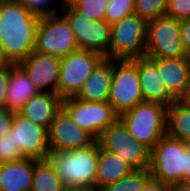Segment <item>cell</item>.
<instances>
[{"mask_svg":"<svg viewBox=\"0 0 190 191\" xmlns=\"http://www.w3.org/2000/svg\"><path fill=\"white\" fill-rule=\"evenodd\" d=\"M40 16L20 0H0V41L10 61L18 64L33 51Z\"/></svg>","mask_w":190,"mask_h":191,"instance_id":"1","label":"cell"},{"mask_svg":"<svg viewBox=\"0 0 190 191\" xmlns=\"http://www.w3.org/2000/svg\"><path fill=\"white\" fill-rule=\"evenodd\" d=\"M66 188H95L98 143L76 150H58L48 154Z\"/></svg>","mask_w":190,"mask_h":191,"instance_id":"2","label":"cell"},{"mask_svg":"<svg viewBox=\"0 0 190 191\" xmlns=\"http://www.w3.org/2000/svg\"><path fill=\"white\" fill-rule=\"evenodd\" d=\"M167 108L155 102H141L119 116L129 134L150 150L167 134Z\"/></svg>","mask_w":190,"mask_h":191,"instance_id":"3","label":"cell"},{"mask_svg":"<svg viewBox=\"0 0 190 191\" xmlns=\"http://www.w3.org/2000/svg\"><path fill=\"white\" fill-rule=\"evenodd\" d=\"M186 143L165 134L150 150L149 172L166 185L184 182Z\"/></svg>","mask_w":190,"mask_h":191,"instance_id":"4","label":"cell"},{"mask_svg":"<svg viewBox=\"0 0 190 191\" xmlns=\"http://www.w3.org/2000/svg\"><path fill=\"white\" fill-rule=\"evenodd\" d=\"M60 3V14L69 23L79 49L95 51L108 58L111 24L105 20H91L72 3H63V0Z\"/></svg>","mask_w":190,"mask_h":191,"instance_id":"5","label":"cell"},{"mask_svg":"<svg viewBox=\"0 0 190 191\" xmlns=\"http://www.w3.org/2000/svg\"><path fill=\"white\" fill-rule=\"evenodd\" d=\"M147 21L135 13L111 24L108 59L127 60L145 56Z\"/></svg>","mask_w":190,"mask_h":191,"instance_id":"6","label":"cell"},{"mask_svg":"<svg viewBox=\"0 0 190 191\" xmlns=\"http://www.w3.org/2000/svg\"><path fill=\"white\" fill-rule=\"evenodd\" d=\"M138 76V59L113 60L108 102L120 116L143 102Z\"/></svg>","mask_w":190,"mask_h":191,"instance_id":"7","label":"cell"},{"mask_svg":"<svg viewBox=\"0 0 190 191\" xmlns=\"http://www.w3.org/2000/svg\"><path fill=\"white\" fill-rule=\"evenodd\" d=\"M77 50L76 37L60 13L40 17L34 51L62 58Z\"/></svg>","mask_w":190,"mask_h":191,"instance_id":"8","label":"cell"},{"mask_svg":"<svg viewBox=\"0 0 190 191\" xmlns=\"http://www.w3.org/2000/svg\"><path fill=\"white\" fill-rule=\"evenodd\" d=\"M96 141L101 149L117 154L134 170L149 169L150 149L133 138L120 119L106 128Z\"/></svg>","mask_w":190,"mask_h":191,"instance_id":"9","label":"cell"},{"mask_svg":"<svg viewBox=\"0 0 190 191\" xmlns=\"http://www.w3.org/2000/svg\"><path fill=\"white\" fill-rule=\"evenodd\" d=\"M104 58L98 52L81 49L60 58L57 94L62 99L74 97Z\"/></svg>","mask_w":190,"mask_h":191,"instance_id":"10","label":"cell"},{"mask_svg":"<svg viewBox=\"0 0 190 191\" xmlns=\"http://www.w3.org/2000/svg\"><path fill=\"white\" fill-rule=\"evenodd\" d=\"M146 57H188L180 32V20L163 16L147 22Z\"/></svg>","mask_w":190,"mask_h":191,"instance_id":"11","label":"cell"},{"mask_svg":"<svg viewBox=\"0 0 190 191\" xmlns=\"http://www.w3.org/2000/svg\"><path fill=\"white\" fill-rule=\"evenodd\" d=\"M62 108L80 128L90 132L96 139L119 119V115L108 101L87 102L68 97L63 99Z\"/></svg>","mask_w":190,"mask_h":191,"instance_id":"12","label":"cell"},{"mask_svg":"<svg viewBox=\"0 0 190 191\" xmlns=\"http://www.w3.org/2000/svg\"><path fill=\"white\" fill-rule=\"evenodd\" d=\"M14 145L24 158L47 159L50 153L48 130L15 112L12 132Z\"/></svg>","mask_w":190,"mask_h":191,"instance_id":"13","label":"cell"},{"mask_svg":"<svg viewBox=\"0 0 190 191\" xmlns=\"http://www.w3.org/2000/svg\"><path fill=\"white\" fill-rule=\"evenodd\" d=\"M96 138L87 130L80 128L61 108L48 129L50 152L76 150L93 145Z\"/></svg>","mask_w":190,"mask_h":191,"instance_id":"14","label":"cell"},{"mask_svg":"<svg viewBox=\"0 0 190 191\" xmlns=\"http://www.w3.org/2000/svg\"><path fill=\"white\" fill-rule=\"evenodd\" d=\"M18 65L39 92L56 93L59 82L60 58L33 51Z\"/></svg>","mask_w":190,"mask_h":191,"instance_id":"15","label":"cell"},{"mask_svg":"<svg viewBox=\"0 0 190 191\" xmlns=\"http://www.w3.org/2000/svg\"><path fill=\"white\" fill-rule=\"evenodd\" d=\"M138 76L145 102L169 107L176 101L166 89L157 66L146 56L138 58Z\"/></svg>","mask_w":190,"mask_h":191,"instance_id":"16","label":"cell"},{"mask_svg":"<svg viewBox=\"0 0 190 191\" xmlns=\"http://www.w3.org/2000/svg\"><path fill=\"white\" fill-rule=\"evenodd\" d=\"M156 66L168 92L177 100L190 78L188 57H148Z\"/></svg>","mask_w":190,"mask_h":191,"instance_id":"17","label":"cell"},{"mask_svg":"<svg viewBox=\"0 0 190 191\" xmlns=\"http://www.w3.org/2000/svg\"><path fill=\"white\" fill-rule=\"evenodd\" d=\"M37 161V159L24 158L1 163L0 191H31Z\"/></svg>","mask_w":190,"mask_h":191,"instance_id":"18","label":"cell"},{"mask_svg":"<svg viewBox=\"0 0 190 191\" xmlns=\"http://www.w3.org/2000/svg\"><path fill=\"white\" fill-rule=\"evenodd\" d=\"M112 73L113 59L104 58L74 97L87 102H107L112 82Z\"/></svg>","mask_w":190,"mask_h":191,"instance_id":"19","label":"cell"},{"mask_svg":"<svg viewBox=\"0 0 190 191\" xmlns=\"http://www.w3.org/2000/svg\"><path fill=\"white\" fill-rule=\"evenodd\" d=\"M62 101L63 99L56 93L39 92L24 104L19 113L48 130L62 108Z\"/></svg>","mask_w":190,"mask_h":191,"instance_id":"20","label":"cell"},{"mask_svg":"<svg viewBox=\"0 0 190 191\" xmlns=\"http://www.w3.org/2000/svg\"><path fill=\"white\" fill-rule=\"evenodd\" d=\"M39 91L28 78L25 71L18 65L10 66V77L7 88L5 107L14 112H19L24 104Z\"/></svg>","mask_w":190,"mask_h":191,"instance_id":"21","label":"cell"},{"mask_svg":"<svg viewBox=\"0 0 190 191\" xmlns=\"http://www.w3.org/2000/svg\"><path fill=\"white\" fill-rule=\"evenodd\" d=\"M134 169L121 157L101 149L98 145V164L95 189L100 191L105 186L119 181Z\"/></svg>","mask_w":190,"mask_h":191,"instance_id":"22","label":"cell"},{"mask_svg":"<svg viewBox=\"0 0 190 191\" xmlns=\"http://www.w3.org/2000/svg\"><path fill=\"white\" fill-rule=\"evenodd\" d=\"M167 134L190 144V107L175 101L167 108Z\"/></svg>","mask_w":190,"mask_h":191,"instance_id":"23","label":"cell"},{"mask_svg":"<svg viewBox=\"0 0 190 191\" xmlns=\"http://www.w3.org/2000/svg\"><path fill=\"white\" fill-rule=\"evenodd\" d=\"M66 189L48 159L36 162L31 191H65Z\"/></svg>","mask_w":190,"mask_h":191,"instance_id":"24","label":"cell"},{"mask_svg":"<svg viewBox=\"0 0 190 191\" xmlns=\"http://www.w3.org/2000/svg\"><path fill=\"white\" fill-rule=\"evenodd\" d=\"M151 179L149 169L133 170L119 181L105 186L100 191H142Z\"/></svg>","mask_w":190,"mask_h":191,"instance_id":"25","label":"cell"},{"mask_svg":"<svg viewBox=\"0 0 190 191\" xmlns=\"http://www.w3.org/2000/svg\"><path fill=\"white\" fill-rule=\"evenodd\" d=\"M169 0H135V14L151 21L166 14Z\"/></svg>","mask_w":190,"mask_h":191,"instance_id":"26","label":"cell"},{"mask_svg":"<svg viewBox=\"0 0 190 191\" xmlns=\"http://www.w3.org/2000/svg\"><path fill=\"white\" fill-rule=\"evenodd\" d=\"M135 13V0H108L104 20L108 24Z\"/></svg>","mask_w":190,"mask_h":191,"instance_id":"27","label":"cell"},{"mask_svg":"<svg viewBox=\"0 0 190 191\" xmlns=\"http://www.w3.org/2000/svg\"><path fill=\"white\" fill-rule=\"evenodd\" d=\"M72 4L91 20L102 21L105 18L108 0H75Z\"/></svg>","mask_w":190,"mask_h":191,"instance_id":"28","label":"cell"},{"mask_svg":"<svg viewBox=\"0 0 190 191\" xmlns=\"http://www.w3.org/2000/svg\"><path fill=\"white\" fill-rule=\"evenodd\" d=\"M24 159L22 153L16 148L11 136L0 138V163H7Z\"/></svg>","mask_w":190,"mask_h":191,"instance_id":"29","label":"cell"},{"mask_svg":"<svg viewBox=\"0 0 190 191\" xmlns=\"http://www.w3.org/2000/svg\"><path fill=\"white\" fill-rule=\"evenodd\" d=\"M20 1L32 13L40 17L59 13V9H56L55 6L52 7L49 6L52 5V3L54 2L53 0H20Z\"/></svg>","mask_w":190,"mask_h":191,"instance_id":"30","label":"cell"},{"mask_svg":"<svg viewBox=\"0 0 190 191\" xmlns=\"http://www.w3.org/2000/svg\"><path fill=\"white\" fill-rule=\"evenodd\" d=\"M165 16L177 20L190 18V0H169Z\"/></svg>","mask_w":190,"mask_h":191,"instance_id":"31","label":"cell"},{"mask_svg":"<svg viewBox=\"0 0 190 191\" xmlns=\"http://www.w3.org/2000/svg\"><path fill=\"white\" fill-rule=\"evenodd\" d=\"M14 111L0 106V138L8 136L12 132Z\"/></svg>","mask_w":190,"mask_h":191,"instance_id":"32","label":"cell"},{"mask_svg":"<svg viewBox=\"0 0 190 191\" xmlns=\"http://www.w3.org/2000/svg\"><path fill=\"white\" fill-rule=\"evenodd\" d=\"M9 77H10V66L0 67V106L1 107H5Z\"/></svg>","mask_w":190,"mask_h":191,"instance_id":"33","label":"cell"},{"mask_svg":"<svg viewBox=\"0 0 190 191\" xmlns=\"http://www.w3.org/2000/svg\"><path fill=\"white\" fill-rule=\"evenodd\" d=\"M180 32L186 53L190 54V18L180 20Z\"/></svg>","mask_w":190,"mask_h":191,"instance_id":"34","label":"cell"},{"mask_svg":"<svg viewBox=\"0 0 190 191\" xmlns=\"http://www.w3.org/2000/svg\"><path fill=\"white\" fill-rule=\"evenodd\" d=\"M142 191H167V185L160 182L151 179L145 187L142 189Z\"/></svg>","mask_w":190,"mask_h":191,"instance_id":"35","label":"cell"},{"mask_svg":"<svg viewBox=\"0 0 190 191\" xmlns=\"http://www.w3.org/2000/svg\"><path fill=\"white\" fill-rule=\"evenodd\" d=\"M176 101L184 106L190 107V78L185 85L184 91Z\"/></svg>","mask_w":190,"mask_h":191,"instance_id":"36","label":"cell"},{"mask_svg":"<svg viewBox=\"0 0 190 191\" xmlns=\"http://www.w3.org/2000/svg\"><path fill=\"white\" fill-rule=\"evenodd\" d=\"M167 191H190V182H179L167 185Z\"/></svg>","mask_w":190,"mask_h":191,"instance_id":"37","label":"cell"},{"mask_svg":"<svg viewBox=\"0 0 190 191\" xmlns=\"http://www.w3.org/2000/svg\"><path fill=\"white\" fill-rule=\"evenodd\" d=\"M184 182H190V144L186 143V170H184Z\"/></svg>","mask_w":190,"mask_h":191,"instance_id":"38","label":"cell"},{"mask_svg":"<svg viewBox=\"0 0 190 191\" xmlns=\"http://www.w3.org/2000/svg\"><path fill=\"white\" fill-rule=\"evenodd\" d=\"M12 64L13 63L7 57V55L4 51V48L1 45V41H0V67L11 66Z\"/></svg>","mask_w":190,"mask_h":191,"instance_id":"39","label":"cell"},{"mask_svg":"<svg viewBox=\"0 0 190 191\" xmlns=\"http://www.w3.org/2000/svg\"><path fill=\"white\" fill-rule=\"evenodd\" d=\"M65 191H97L95 188H67Z\"/></svg>","mask_w":190,"mask_h":191,"instance_id":"40","label":"cell"},{"mask_svg":"<svg viewBox=\"0 0 190 191\" xmlns=\"http://www.w3.org/2000/svg\"><path fill=\"white\" fill-rule=\"evenodd\" d=\"M75 0H63V3H73Z\"/></svg>","mask_w":190,"mask_h":191,"instance_id":"41","label":"cell"}]
</instances>
